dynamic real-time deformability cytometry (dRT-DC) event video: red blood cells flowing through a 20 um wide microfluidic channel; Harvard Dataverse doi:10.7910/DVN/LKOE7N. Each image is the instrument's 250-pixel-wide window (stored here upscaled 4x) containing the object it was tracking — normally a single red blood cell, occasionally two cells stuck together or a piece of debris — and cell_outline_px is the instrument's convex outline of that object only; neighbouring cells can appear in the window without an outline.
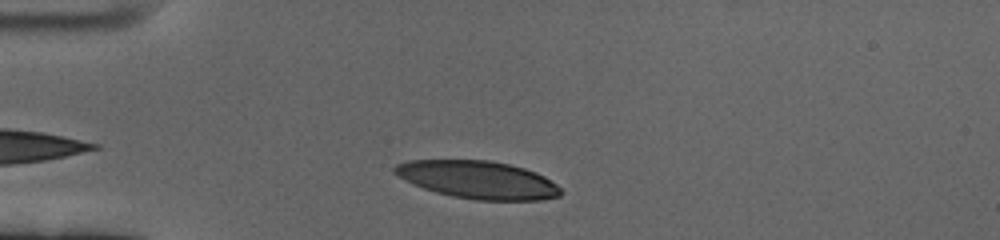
{"species": "human", "species_latin": "Homo sapiens", "temperature_condition": "cold", "stored_images_in_passage": 40, "camera_frame_rate_fps": 3000, "um_per_image_px": 0.085, "donor": {"sex": "female"}, "frame": {"image": 1, "passage_image": 5, "time_ms": 1.333, "image_size_px": [1000, 240], "cell_outline_px": [[560, 196], [540, 200], [476, 200], [452, 196], [436, 192], [412, 184], [404, 180], [392, 172], [392, 168], [396, 164], [408, 160], [492, 160], [524, 168], [536, 172], [544, 176], [556, 184], [560, 188]], "centroid_in_image_um": [40.59, 15.27], "position_along_channel_um": 44.4, "area_um2": 36.59}}
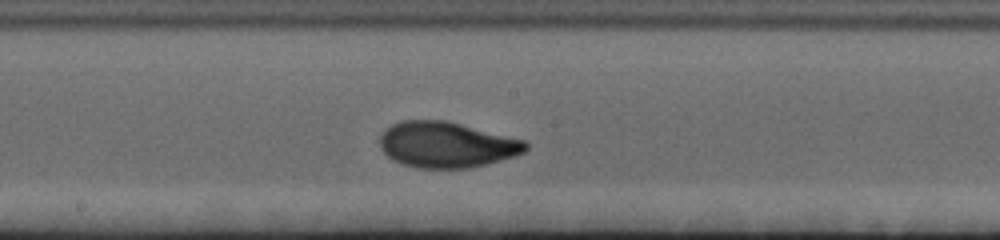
{"frame": {"image": 2, "passage_image": 22, "time_ms": 7.0, "image_size_px": [1000, 240], "cell_outline_px": [[528, 148], [524, 152], [516, 156], [468, 168], [416, 168], [400, 164], [392, 160], [380, 148], [380, 136], [392, 124], [400, 120], [444, 120], [524, 140], [528, 144]], "centroid_in_image_um": [37.93, 12.31], "position_along_channel_um": 210.3, "area_um2": 38.73}}
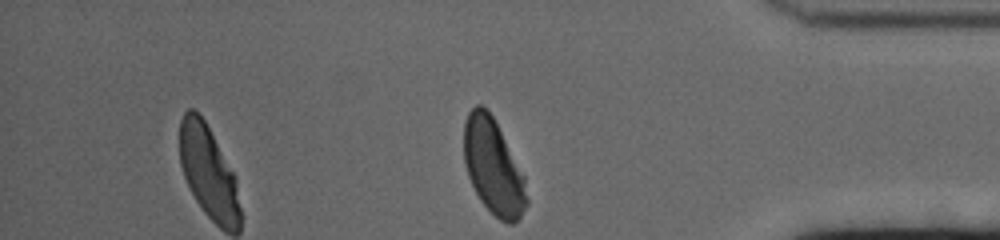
{"frame": {"image": 3, "passage_image": 40, "time_ms": 13.0, "image_size_px": [1000, 240], "cell_outline_px": [[528, 204], [520, 216], [512, 224], [508, 224], [500, 220], [480, 200], [468, 176], [464, 164], [464, 120], [468, 112], [476, 104], [480, 104], [492, 116], [524, 176], [528, 200]], "centroid_in_image_um": [41.91, 14.19], "position_along_channel_um": 393.3, "area_um2": 34.39}, "authors_computed_cell_mechanics": {"area_um2": 37.5989, "velocity_mm_per_s": 3.3876, "shape_relaxation_time_tau1_ms": 3.8922, "shape_relaxation_time_tau2_ms": 1.0498, "deformation_change_tau1": 0.1857, "deformation_change_tau2": 0.052}}